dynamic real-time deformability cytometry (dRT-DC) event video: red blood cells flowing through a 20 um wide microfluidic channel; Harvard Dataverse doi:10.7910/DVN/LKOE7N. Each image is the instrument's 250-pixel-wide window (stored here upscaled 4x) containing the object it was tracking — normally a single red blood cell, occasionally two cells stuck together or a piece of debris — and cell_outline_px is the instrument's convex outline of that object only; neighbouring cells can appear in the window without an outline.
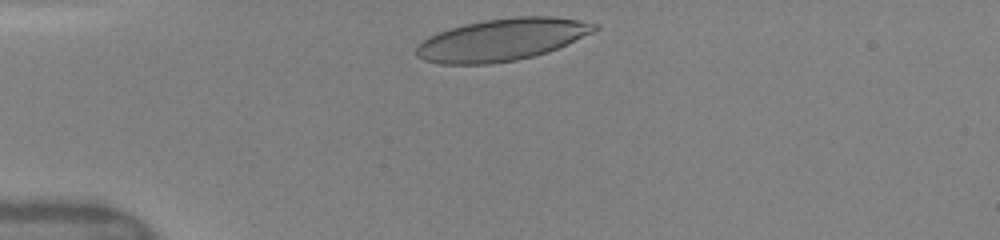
{"species": "human", "species_latin": "Homo sapiens", "temperature_condition": "warm", "stored_images_in_passage": 38, "camera_frame_rate_fps": 3000, "um_per_image_px": 0.085, "donor": {"sex": "female"}, "frame": {"image": 1, "passage_image": 3, "time_ms": 0.333, "image_size_px": [1000, 240], "cell_outline_px": [[600, 28], [592, 32], [556, 48], [532, 56], [516, 60], [488, 64], [440, 64], [424, 60], [416, 56], [416, 48], [428, 36], [464, 24], [484, 20], [516, 16], [556, 16], [580, 20], [600, 24]], "centroid_in_image_um": [42.66, 3.36], "position_along_channel_um": 42.3, "area_um2": 43.41}}
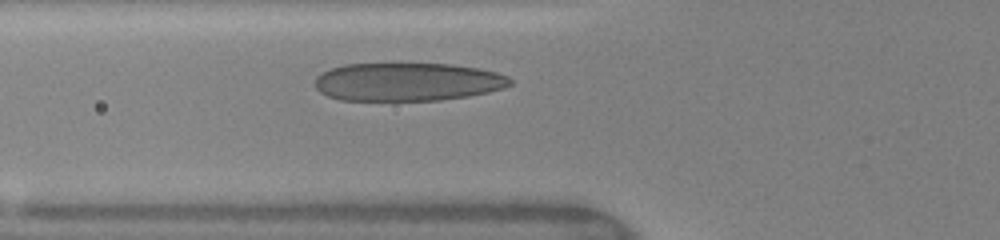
{"frame": {"image": 2, "passage_image": 11, "time_ms": 2.333, "image_size_px": [1000, 240], "cell_outline_px": [[512, 84], [504, 88], [488, 92], [468, 96], [440, 100], [340, 100], [328, 96], [320, 92], [316, 88], [316, 76], [320, 72], [344, 64], [452, 64], [480, 68], [496, 72], [508, 76], [512, 80]], "centroid_in_image_um": [34.65, 6.95], "position_along_channel_um": 91.1, "area_um2": 43.58}}
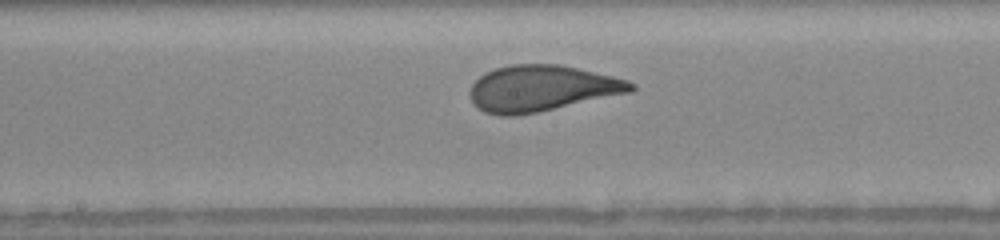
{"frame": {"image": 3, "passage_image": 22, "time_ms": 5.0, "image_size_px": [1000, 240], "cell_outline_px": [[636, 88], [632, 92], [536, 112], [516, 116], [500, 116], [484, 112], [476, 108], [472, 104], [468, 92], [472, 84], [480, 76], [496, 68], [512, 64], [560, 64], [612, 76], [628, 80], [636, 84]], "centroid_in_image_um": [46.01, 7.52], "position_along_channel_um": 202.2, "area_um2": 43.29}}